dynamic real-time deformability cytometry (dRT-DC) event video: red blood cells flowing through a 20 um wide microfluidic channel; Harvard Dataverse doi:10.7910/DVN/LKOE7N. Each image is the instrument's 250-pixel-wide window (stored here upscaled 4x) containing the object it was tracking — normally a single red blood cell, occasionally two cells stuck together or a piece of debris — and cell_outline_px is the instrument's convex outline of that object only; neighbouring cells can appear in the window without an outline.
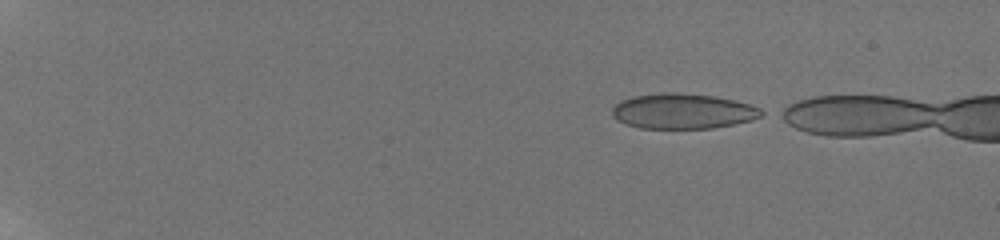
{"species": "human", "species_latin": "Homo sapiens", "temperature_condition": "room temperature", "stored_images_in_passage": 8, "camera_frame_rate_fps": 3000, "um_per_image_px": 0.085, "donor": {"sex": "male"}, "frame": {"image": 1, "passage_image": 1, "time_ms": 0.0, "image_size_px": [1000, 240], "cell_outline_px": [[768, 112], [764, 116], [752, 120], [712, 128], [640, 128], [616, 120], [612, 116], [612, 108], [620, 100], [632, 96], [664, 92], [676, 92], [716, 96], [736, 100], [760, 108]], "centroid_in_image_um": [58.07, 9.44], "position_along_channel_um": 26.9, "area_um2": 30.92}}